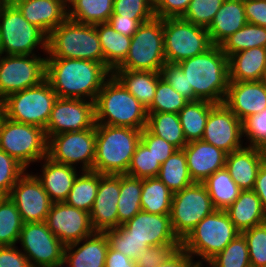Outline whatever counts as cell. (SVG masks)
Returning a JSON list of instances; mask_svg holds the SVG:
<instances>
[{"mask_svg": "<svg viewBox=\"0 0 266 267\" xmlns=\"http://www.w3.org/2000/svg\"><path fill=\"white\" fill-rule=\"evenodd\" d=\"M46 54L47 58L83 59L104 64L95 25L69 18L48 35Z\"/></svg>", "mask_w": 266, "mask_h": 267, "instance_id": "obj_6", "label": "cell"}, {"mask_svg": "<svg viewBox=\"0 0 266 267\" xmlns=\"http://www.w3.org/2000/svg\"><path fill=\"white\" fill-rule=\"evenodd\" d=\"M248 23L266 28V0H244Z\"/></svg>", "mask_w": 266, "mask_h": 267, "instance_id": "obj_57", "label": "cell"}, {"mask_svg": "<svg viewBox=\"0 0 266 267\" xmlns=\"http://www.w3.org/2000/svg\"><path fill=\"white\" fill-rule=\"evenodd\" d=\"M242 135L246 146L266 151V108L242 121Z\"/></svg>", "mask_w": 266, "mask_h": 267, "instance_id": "obj_47", "label": "cell"}, {"mask_svg": "<svg viewBox=\"0 0 266 267\" xmlns=\"http://www.w3.org/2000/svg\"><path fill=\"white\" fill-rule=\"evenodd\" d=\"M142 179L120 174V194L118 199V227L131 220L141 211Z\"/></svg>", "mask_w": 266, "mask_h": 267, "instance_id": "obj_39", "label": "cell"}, {"mask_svg": "<svg viewBox=\"0 0 266 267\" xmlns=\"http://www.w3.org/2000/svg\"><path fill=\"white\" fill-rule=\"evenodd\" d=\"M146 128L155 136L163 138L177 149H183L188 143L184 137L178 113L147 112Z\"/></svg>", "mask_w": 266, "mask_h": 267, "instance_id": "obj_37", "label": "cell"}, {"mask_svg": "<svg viewBox=\"0 0 266 267\" xmlns=\"http://www.w3.org/2000/svg\"><path fill=\"white\" fill-rule=\"evenodd\" d=\"M105 233L109 241V246L132 260H135L137 255L143 249L148 248L146 243L131 238L130 233L122 226H119L114 230H108Z\"/></svg>", "mask_w": 266, "mask_h": 267, "instance_id": "obj_49", "label": "cell"}, {"mask_svg": "<svg viewBox=\"0 0 266 267\" xmlns=\"http://www.w3.org/2000/svg\"><path fill=\"white\" fill-rule=\"evenodd\" d=\"M151 19H131L120 15H111L108 23L122 35L132 37L142 23Z\"/></svg>", "mask_w": 266, "mask_h": 267, "instance_id": "obj_58", "label": "cell"}, {"mask_svg": "<svg viewBox=\"0 0 266 267\" xmlns=\"http://www.w3.org/2000/svg\"><path fill=\"white\" fill-rule=\"evenodd\" d=\"M188 102V99L179 94L161 77L158 80L155 96L147 112L179 113Z\"/></svg>", "mask_w": 266, "mask_h": 267, "instance_id": "obj_44", "label": "cell"}, {"mask_svg": "<svg viewBox=\"0 0 266 267\" xmlns=\"http://www.w3.org/2000/svg\"><path fill=\"white\" fill-rule=\"evenodd\" d=\"M96 149L94 172L127 174L132 156L141 141L142 130L130 127L95 124Z\"/></svg>", "mask_w": 266, "mask_h": 267, "instance_id": "obj_3", "label": "cell"}, {"mask_svg": "<svg viewBox=\"0 0 266 267\" xmlns=\"http://www.w3.org/2000/svg\"><path fill=\"white\" fill-rule=\"evenodd\" d=\"M165 63L163 19L154 17L133 34L128 55L116 69L161 72Z\"/></svg>", "mask_w": 266, "mask_h": 267, "instance_id": "obj_9", "label": "cell"}, {"mask_svg": "<svg viewBox=\"0 0 266 267\" xmlns=\"http://www.w3.org/2000/svg\"><path fill=\"white\" fill-rule=\"evenodd\" d=\"M112 15L131 19H153L154 0H114Z\"/></svg>", "mask_w": 266, "mask_h": 267, "instance_id": "obj_50", "label": "cell"}, {"mask_svg": "<svg viewBox=\"0 0 266 267\" xmlns=\"http://www.w3.org/2000/svg\"><path fill=\"white\" fill-rule=\"evenodd\" d=\"M242 234L247 241L251 267H266V222Z\"/></svg>", "mask_w": 266, "mask_h": 267, "instance_id": "obj_48", "label": "cell"}, {"mask_svg": "<svg viewBox=\"0 0 266 267\" xmlns=\"http://www.w3.org/2000/svg\"><path fill=\"white\" fill-rule=\"evenodd\" d=\"M38 163L41 166V173H32L41 182L50 200L53 203L64 202L75 178L81 171L75 167L54 162L49 157L41 159Z\"/></svg>", "mask_w": 266, "mask_h": 267, "instance_id": "obj_26", "label": "cell"}, {"mask_svg": "<svg viewBox=\"0 0 266 267\" xmlns=\"http://www.w3.org/2000/svg\"><path fill=\"white\" fill-rule=\"evenodd\" d=\"M0 267H31L17 245L0 246Z\"/></svg>", "mask_w": 266, "mask_h": 267, "instance_id": "obj_56", "label": "cell"}, {"mask_svg": "<svg viewBox=\"0 0 266 267\" xmlns=\"http://www.w3.org/2000/svg\"><path fill=\"white\" fill-rule=\"evenodd\" d=\"M262 81L266 84V69H265V72H264V76L262 78Z\"/></svg>", "mask_w": 266, "mask_h": 267, "instance_id": "obj_67", "label": "cell"}, {"mask_svg": "<svg viewBox=\"0 0 266 267\" xmlns=\"http://www.w3.org/2000/svg\"><path fill=\"white\" fill-rule=\"evenodd\" d=\"M225 211L240 233L266 222V212L253 190L241 191Z\"/></svg>", "mask_w": 266, "mask_h": 267, "instance_id": "obj_29", "label": "cell"}, {"mask_svg": "<svg viewBox=\"0 0 266 267\" xmlns=\"http://www.w3.org/2000/svg\"><path fill=\"white\" fill-rule=\"evenodd\" d=\"M202 140L231 153L245 144L242 121L224 104H216L209 112Z\"/></svg>", "mask_w": 266, "mask_h": 267, "instance_id": "obj_19", "label": "cell"}, {"mask_svg": "<svg viewBox=\"0 0 266 267\" xmlns=\"http://www.w3.org/2000/svg\"><path fill=\"white\" fill-rule=\"evenodd\" d=\"M192 256L182 247L176 249L164 262L156 267H195Z\"/></svg>", "mask_w": 266, "mask_h": 267, "instance_id": "obj_59", "label": "cell"}, {"mask_svg": "<svg viewBox=\"0 0 266 267\" xmlns=\"http://www.w3.org/2000/svg\"><path fill=\"white\" fill-rule=\"evenodd\" d=\"M15 0H0V7L1 6H6V5H11L14 4Z\"/></svg>", "mask_w": 266, "mask_h": 267, "instance_id": "obj_63", "label": "cell"}, {"mask_svg": "<svg viewBox=\"0 0 266 267\" xmlns=\"http://www.w3.org/2000/svg\"><path fill=\"white\" fill-rule=\"evenodd\" d=\"M239 234L226 211L216 209L187 234L181 247L192 256L196 265L205 266Z\"/></svg>", "mask_w": 266, "mask_h": 267, "instance_id": "obj_5", "label": "cell"}, {"mask_svg": "<svg viewBox=\"0 0 266 267\" xmlns=\"http://www.w3.org/2000/svg\"><path fill=\"white\" fill-rule=\"evenodd\" d=\"M26 171L13 157L0 150V190L9 195L12 187Z\"/></svg>", "mask_w": 266, "mask_h": 267, "instance_id": "obj_51", "label": "cell"}, {"mask_svg": "<svg viewBox=\"0 0 266 267\" xmlns=\"http://www.w3.org/2000/svg\"><path fill=\"white\" fill-rule=\"evenodd\" d=\"M95 27L104 55V65L112 72L127 57L131 37L115 31L109 23H98Z\"/></svg>", "mask_w": 266, "mask_h": 267, "instance_id": "obj_32", "label": "cell"}, {"mask_svg": "<svg viewBox=\"0 0 266 267\" xmlns=\"http://www.w3.org/2000/svg\"><path fill=\"white\" fill-rule=\"evenodd\" d=\"M209 265V266H207ZM206 267H251L248 245L242 233L213 257Z\"/></svg>", "mask_w": 266, "mask_h": 267, "instance_id": "obj_43", "label": "cell"}, {"mask_svg": "<svg viewBox=\"0 0 266 267\" xmlns=\"http://www.w3.org/2000/svg\"><path fill=\"white\" fill-rule=\"evenodd\" d=\"M265 159V150L244 145L227 154L225 168L242 191L253 190L259 167Z\"/></svg>", "mask_w": 266, "mask_h": 267, "instance_id": "obj_25", "label": "cell"}, {"mask_svg": "<svg viewBox=\"0 0 266 267\" xmlns=\"http://www.w3.org/2000/svg\"><path fill=\"white\" fill-rule=\"evenodd\" d=\"M253 191L261 200L262 207L266 212V159L259 167Z\"/></svg>", "mask_w": 266, "mask_h": 267, "instance_id": "obj_61", "label": "cell"}, {"mask_svg": "<svg viewBox=\"0 0 266 267\" xmlns=\"http://www.w3.org/2000/svg\"><path fill=\"white\" fill-rule=\"evenodd\" d=\"M188 81V91L196 100L222 104L229 86L228 56L220 46L178 63Z\"/></svg>", "mask_w": 266, "mask_h": 267, "instance_id": "obj_2", "label": "cell"}, {"mask_svg": "<svg viewBox=\"0 0 266 267\" xmlns=\"http://www.w3.org/2000/svg\"><path fill=\"white\" fill-rule=\"evenodd\" d=\"M57 95L47 79L4 99L5 117L46 129Z\"/></svg>", "mask_w": 266, "mask_h": 267, "instance_id": "obj_10", "label": "cell"}, {"mask_svg": "<svg viewBox=\"0 0 266 267\" xmlns=\"http://www.w3.org/2000/svg\"><path fill=\"white\" fill-rule=\"evenodd\" d=\"M48 139L43 128L4 118L0 126V150L26 170L47 157Z\"/></svg>", "mask_w": 266, "mask_h": 267, "instance_id": "obj_8", "label": "cell"}, {"mask_svg": "<svg viewBox=\"0 0 266 267\" xmlns=\"http://www.w3.org/2000/svg\"><path fill=\"white\" fill-rule=\"evenodd\" d=\"M161 163L152 152L140 141L132 156L127 175L140 179L157 177Z\"/></svg>", "mask_w": 266, "mask_h": 267, "instance_id": "obj_45", "label": "cell"}, {"mask_svg": "<svg viewBox=\"0 0 266 267\" xmlns=\"http://www.w3.org/2000/svg\"><path fill=\"white\" fill-rule=\"evenodd\" d=\"M147 109L113 76L103 84L95 100V123L144 129Z\"/></svg>", "mask_w": 266, "mask_h": 267, "instance_id": "obj_4", "label": "cell"}, {"mask_svg": "<svg viewBox=\"0 0 266 267\" xmlns=\"http://www.w3.org/2000/svg\"><path fill=\"white\" fill-rule=\"evenodd\" d=\"M47 38L24 18L15 4L0 7V54L40 55L37 53L41 50L46 56Z\"/></svg>", "mask_w": 266, "mask_h": 267, "instance_id": "obj_7", "label": "cell"}, {"mask_svg": "<svg viewBox=\"0 0 266 267\" xmlns=\"http://www.w3.org/2000/svg\"><path fill=\"white\" fill-rule=\"evenodd\" d=\"M141 142L152 152L156 160L161 164L178 150L163 138L152 134L146 127L142 129Z\"/></svg>", "mask_w": 266, "mask_h": 267, "instance_id": "obj_54", "label": "cell"}, {"mask_svg": "<svg viewBox=\"0 0 266 267\" xmlns=\"http://www.w3.org/2000/svg\"><path fill=\"white\" fill-rule=\"evenodd\" d=\"M45 222L50 231L65 246L79 242L95 233L90 213L65 202L52 203Z\"/></svg>", "mask_w": 266, "mask_h": 267, "instance_id": "obj_18", "label": "cell"}, {"mask_svg": "<svg viewBox=\"0 0 266 267\" xmlns=\"http://www.w3.org/2000/svg\"><path fill=\"white\" fill-rule=\"evenodd\" d=\"M99 181L100 173L81 171L75 178L68 197L64 202L90 213L97 195Z\"/></svg>", "mask_w": 266, "mask_h": 267, "instance_id": "obj_38", "label": "cell"}, {"mask_svg": "<svg viewBox=\"0 0 266 267\" xmlns=\"http://www.w3.org/2000/svg\"><path fill=\"white\" fill-rule=\"evenodd\" d=\"M23 224L15 203L7 196L0 203V246L17 245Z\"/></svg>", "mask_w": 266, "mask_h": 267, "instance_id": "obj_42", "label": "cell"}, {"mask_svg": "<svg viewBox=\"0 0 266 267\" xmlns=\"http://www.w3.org/2000/svg\"><path fill=\"white\" fill-rule=\"evenodd\" d=\"M220 47L228 58L242 50L254 47L266 48V28L247 22L241 29L228 37Z\"/></svg>", "mask_w": 266, "mask_h": 267, "instance_id": "obj_41", "label": "cell"}, {"mask_svg": "<svg viewBox=\"0 0 266 267\" xmlns=\"http://www.w3.org/2000/svg\"><path fill=\"white\" fill-rule=\"evenodd\" d=\"M8 195L0 190V203L7 197Z\"/></svg>", "mask_w": 266, "mask_h": 267, "instance_id": "obj_65", "label": "cell"}, {"mask_svg": "<svg viewBox=\"0 0 266 267\" xmlns=\"http://www.w3.org/2000/svg\"><path fill=\"white\" fill-rule=\"evenodd\" d=\"M108 248L106 233L95 232L79 242L66 245L63 258L70 267H105Z\"/></svg>", "mask_w": 266, "mask_h": 267, "instance_id": "obj_27", "label": "cell"}, {"mask_svg": "<svg viewBox=\"0 0 266 267\" xmlns=\"http://www.w3.org/2000/svg\"><path fill=\"white\" fill-rule=\"evenodd\" d=\"M120 175L100 174L99 187L90 219L95 232L105 233L118 227Z\"/></svg>", "mask_w": 266, "mask_h": 267, "instance_id": "obj_21", "label": "cell"}, {"mask_svg": "<svg viewBox=\"0 0 266 267\" xmlns=\"http://www.w3.org/2000/svg\"><path fill=\"white\" fill-rule=\"evenodd\" d=\"M112 72L102 63L71 58H46V79L58 98L95 102Z\"/></svg>", "mask_w": 266, "mask_h": 267, "instance_id": "obj_1", "label": "cell"}, {"mask_svg": "<svg viewBox=\"0 0 266 267\" xmlns=\"http://www.w3.org/2000/svg\"><path fill=\"white\" fill-rule=\"evenodd\" d=\"M105 267H137V264L134 260L109 246L105 260Z\"/></svg>", "mask_w": 266, "mask_h": 267, "instance_id": "obj_60", "label": "cell"}, {"mask_svg": "<svg viewBox=\"0 0 266 267\" xmlns=\"http://www.w3.org/2000/svg\"><path fill=\"white\" fill-rule=\"evenodd\" d=\"M191 0H154V15L157 18L182 17Z\"/></svg>", "mask_w": 266, "mask_h": 267, "instance_id": "obj_55", "label": "cell"}, {"mask_svg": "<svg viewBox=\"0 0 266 267\" xmlns=\"http://www.w3.org/2000/svg\"><path fill=\"white\" fill-rule=\"evenodd\" d=\"M8 196L15 203L23 223L46 221L53 203L41 182L28 170L18 179Z\"/></svg>", "mask_w": 266, "mask_h": 267, "instance_id": "obj_17", "label": "cell"}, {"mask_svg": "<svg viewBox=\"0 0 266 267\" xmlns=\"http://www.w3.org/2000/svg\"><path fill=\"white\" fill-rule=\"evenodd\" d=\"M215 210L203 183L194 182L175 192L170 211L174 233L182 241L203 218Z\"/></svg>", "mask_w": 266, "mask_h": 267, "instance_id": "obj_13", "label": "cell"}, {"mask_svg": "<svg viewBox=\"0 0 266 267\" xmlns=\"http://www.w3.org/2000/svg\"><path fill=\"white\" fill-rule=\"evenodd\" d=\"M246 23L244 0H225L207 28L212 44L220 46Z\"/></svg>", "mask_w": 266, "mask_h": 267, "instance_id": "obj_28", "label": "cell"}, {"mask_svg": "<svg viewBox=\"0 0 266 267\" xmlns=\"http://www.w3.org/2000/svg\"><path fill=\"white\" fill-rule=\"evenodd\" d=\"M183 150L194 182L203 183L215 171L225 168L227 153L203 140L189 142Z\"/></svg>", "mask_w": 266, "mask_h": 267, "instance_id": "obj_23", "label": "cell"}, {"mask_svg": "<svg viewBox=\"0 0 266 267\" xmlns=\"http://www.w3.org/2000/svg\"><path fill=\"white\" fill-rule=\"evenodd\" d=\"M112 75L148 109L155 96L160 72L114 69Z\"/></svg>", "mask_w": 266, "mask_h": 267, "instance_id": "obj_31", "label": "cell"}, {"mask_svg": "<svg viewBox=\"0 0 266 267\" xmlns=\"http://www.w3.org/2000/svg\"><path fill=\"white\" fill-rule=\"evenodd\" d=\"M173 194L158 177L142 179L141 209L150 214L170 215Z\"/></svg>", "mask_w": 266, "mask_h": 267, "instance_id": "obj_36", "label": "cell"}, {"mask_svg": "<svg viewBox=\"0 0 266 267\" xmlns=\"http://www.w3.org/2000/svg\"><path fill=\"white\" fill-rule=\"evenodd\" d=\"M24 18L47 36L67 17V0H15Z\"/></svg>", "mask_w": 266, "mask_h": 267, "instance_id": "obj_24", "label": "cell"}, {"mask_svg": "<svg viewBox=\"0 0 266 267\" xmlns=\"http://www.w3.org/2000/svg\"><path fill=\"white\" fill-rule=\"evenodd\" d=\"M121 226L130 233L131 238L146 243L148 247L181 244L173 231L170 215L150 214L141 210Z\"/></svg>", "mask_w": 266, "mask_h": 267, "instance_id": "obj_20", "label": "cell"}, {"mask_svg": "<svg viewBox=\"0 0 266 267\" xmlns=\"http://www.w3.org/2000/svg\"><path fill=\"white\" fill-rule=\"evenodd\" d=\"M95 149L96 127L50 136L47 157L54 162L77 167L80 171H92Z\"/></svg>", "mask_w": 266, "mask_h": 267, "instance_id": "obj_12", "label": "cell"}, {"mask_svg": "<svg viewBox=\"0 0 266 267\" xmlns=\"http://www.w3.org/2000/svg\"><path fill=\"white\" fill-rule=\"evenodd\" d=\"M173 193L181 191L194 183L192 180L187 159L183 149L176 150L161 164L157 176Z\"/></svg>", "mask_w": 266, "mask_h": 267, "instance_id": "obj_40", "label": "cell"}, {"mask_svg": "<svg viewBox=\"0 0 266 267\" xmlns=\"http://www.w3.org/2000/svg\"><path fill=\"white\" fill-rule=\"evenodd\" d=\"M3 104H4V99L0 95V112H5Z\"/></svg>", "mask_w": 266, "mask_h": 267, "instance_id": "obj_64", "label": "cell"}, {"mask_svg": "<svg viewBox=\"0 0 266 267\" xmlns=\"http://www.w3.org/2000/svg\"><path fill=\"white\" fill-rule=\"evenodd\" d=\"M42 56V57H41ZM43 55L0 54V95L3 99L46 79Z\"/></svg>", "mask_w": 266, "mask_h": 267, "instance_id": "obj_14", "label": "cell"}, {"mask_svg": "<svg viewBox=\"0 0 266 267\" xmlns=\"http://www.w3.org/2000/svg\"><path fill=\"white\" fill-rule=\"evenodd\" d=\"M113 3L114 0H67V17L84 24L108 23Z\"/></svg>", "mask_w": 266, "mask_h": 267, "instance_id": "obj_33", "label": "cell"}, {"mask_svg": "<svg viewBox=\"0 0 266 267\" xmlns=\"http://www.w3.org/2000/svg\"><path fill=\"white\" fill-rule=\"evenodd\" d=\"M243 121L266 108V84L260 81H229L223 102Z\"/></svg>", "mask_w": 266, "mask_h": 267, "instance_id": "obj_22", "label": "cell"}, {"mask_svg": "<svg viewBox=\"0 0 266 267\" xmlns=\"http://www.w3.org/2000/svg\"><path fill=\"white\" fill-rule=\"evenodd\" d=\"M163 33L166 62L180 63L213 46L207 28L181 17L163 19Z\"/></svg>", "mask_w": 266, "mask_h": 267, "instance_id": "obj_11", "label": "cell"}, {"mask_svg": "<svg viewBox=\"0 0 266 267\" xmlns=\"http://www.w3.org/2000/svg\"><path fill=\"white\" fill-rule=\"evenodd\" d=\"M160 73L162 78L165 79L179 94L189 101H197L188 91V81L178 63L166 62Z\"/></svg>", "mask_w": 266, "mask_h": 267, "instance_id": "obj_53", "label": "cell"}, {"mask_svg": "<svg viewBox=\"0 0 266 267\" xmlns=\"http://www.w3.org/2000/svg\"><path fill=\"white\" fill-rule=\"evenodd\" d=\"M4 118H5V112H0V126Z\"/></svg>", "mask_w": 266, "mask_h": 267, "instance_id": "obj_66", "label": "cell"}, {"mask_svg": "<svg viewBox=\"0 0 266 267\" xmlns=\"http://www.w3.org/2000/svg\"><path fill=\"white\" fill-rule=\"evenodd\" d=\"M95 102L84 99L57 98L53 104L45 134L50 136L95 127Z\"/></svg>", "mask_w": 266, "mask_h": 267, "instance_id": "obj_16", "label": "cell"}, {"mask_svg": "<svg viewBox=\"0 0 266 267\" xmlns=\"http://www.w3.org/2000/svg\"><path fill=\"white\" fill-rule=\"evenodd\" d=\"M229 81H260L266 69V48L254 47L229 58Z\"/></svg>", "mask_w": 266, "mask_h": 267, "instance_id": "obj_30", "label": "cell"}, {"mask_svg": "<svg viewBox=\"0 0 266 267\" xmlns=\"http://www.w3.org/2000/svg\"><path fill=\"white\" fill-rule=\"evenodd\" d=\"M20 250L31 267H50L64 257L65 245L50 231L46 222L24 223L21 229Z\"/></svg>", "mask_w": 266, "mask_h": 267, "instance_id": "obj_15", "label": "cell"}, {"mask_svg": "<svg viewBox=\"0 0 266 267\" xmlns=\"http://www.w3.org/2000/svg\"><path fill=\"white\" fill-rule=\"evenodd\" d=\"M225 0H191L181 17L195 25L208 28Z\"/></svg>", "mask_w": 266, "mask_h": 267, "instance_id": "obj_46", "label": "cell"}, {"mask_svg": "<svg viewBox=\"0 0 266 267\" xmlns=\"http://www.w3.org/2000/svg\"><path fill=\"white\" fill-rule=\"evenodd\" d=\"M50 267H70L66 260L63 258L61 261L56 262L55 264L51 265Z\"/></svg>", "mask_w": 266, "mask_h": 267, "instance_id": "obj_62", "label": "cell"}, {"mask_svg": "<svg viewBox=\"0 0 266 267\" xmlns=\"http://www.w3.org/2000/svg\"><path fill=\"white\" fill-rule=\"evenodd\" d=\"M216 104L209 101H189L178 113L187 143L202 140L210 110Z\"/></svg>", "mask_w": 266, "mask_h": 267, "instance_id": "obj_34", "label": "cell"}, {"mask_svg": "<svg viewBox=\"0 0 266 267\" xmlns=\"http://www.w3.org/2000/svg\"><path fill=\"white\" fill-rule=\"evenodd\" d=\"M181 244H163L143 249L134 260L137 267H156L164 262Z\"/></svg>", "mask_w": 266, "mask_h": 267, "instance_id": "obj_52", "label": "cell"}, {"mask_svg": "<svg viewBox=\"0 0 266 267\" xmlns=\"http://www.w3.org/2000/svg\"><path fill=\"white\" fill-rule=\"evenodd\" d=\"M203 184L217 210H226L242 191L226 168L215 171Z\"/></svg>", "mask_w": 266, "mask_h": 267, "instance_id": "obj_35", "label": "cell"}]
</instances>
